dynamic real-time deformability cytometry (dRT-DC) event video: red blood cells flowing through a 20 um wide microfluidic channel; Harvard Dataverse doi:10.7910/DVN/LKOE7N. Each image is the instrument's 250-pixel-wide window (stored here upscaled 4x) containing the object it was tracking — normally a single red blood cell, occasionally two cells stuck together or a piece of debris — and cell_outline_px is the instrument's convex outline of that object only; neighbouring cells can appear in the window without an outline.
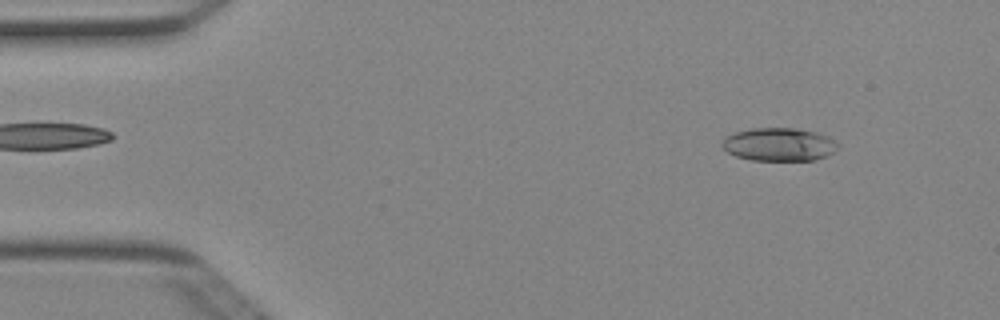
{"species": "Egyptian fruit bat (a non-hibernating species)", "species_latin": "Rousettus aegyptiacus", "temperature_condition": "cold", "stored_images_in_passage": 49, "camera_frame_rate_fps": 3000, "um_per_image_px": 0.085, "animal": {"sex": "female"}, "frame": {"image": 1, "passage_image": 5, "time_ms": 1.333, "image_size_px": [1000, 320], "cell_outline_px": [[840, 148], [828, 156], [816, 160], [752, 160], [736, 156], [728, 152], [720, 144], [724, 136], [736, 132], [752, 128], [796, 128], [816, 132], [828, 136], [840, 144]], "centroid_in_image_um": [66.25, 12.27], "position_along_channel_um": 18.7, "area_um2": 22.66}}
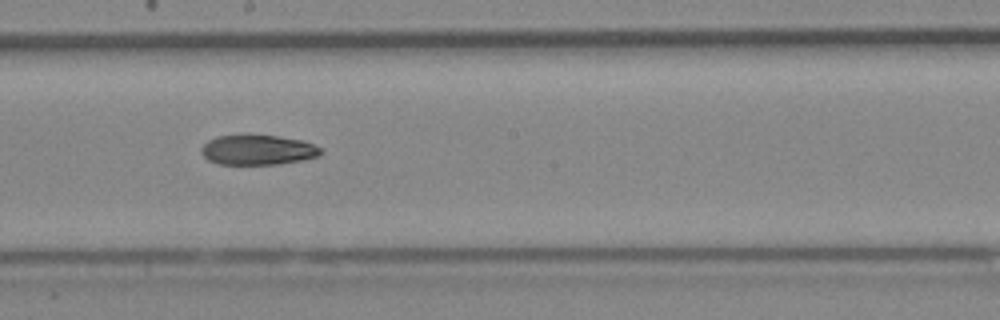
{"frame": {"image": 2, "passage_image": 27, "time_ms": 8.667, "image_size_px": [1000, 320], "cell_outline_px": [[324, 152], [320, 156], [300, 160], [276, 164], [220, 164], [208, 160], [200, 152], [200, 148], [208, 140], [216, 136], [240, 132], [280, 136], [304, 140], [324, 148]], "centroid_in_image_um": [21.92, 12.69], "position_along_channel_um": 226.3, "area_um2": 21.79}}
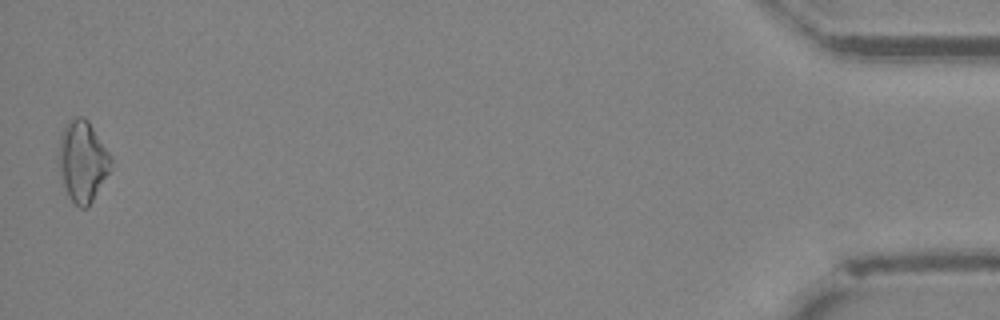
{"frame": {"image": 3, "passage_image": 49, "time_ms": 16.0, "image_size_px": [1000, 320], "cell_outline_px": [[112, 160], [108, 172], [88, 208], [80, 208], [68, 196], [60, 184], [56, 156], [60, 136], [68, 120], [72, 116], [84, 116], [88, 120], [112, 156]], "centroid_in_image_um": [6.95, 13.69], "position_along_channel_um": 428.2, "area_um2": 25.26}, "authors_computed_cell_mechanics": {"area_um2": 22.0796, "velocity_mm_per_s": 4.0205, "shape_relaxation_time_tau1_ms": 7.2814, "shape_relaxation_time_tau2_ms": null, "deformation_change_tau1": 0.1424, "deformation_change_tau2": null}}